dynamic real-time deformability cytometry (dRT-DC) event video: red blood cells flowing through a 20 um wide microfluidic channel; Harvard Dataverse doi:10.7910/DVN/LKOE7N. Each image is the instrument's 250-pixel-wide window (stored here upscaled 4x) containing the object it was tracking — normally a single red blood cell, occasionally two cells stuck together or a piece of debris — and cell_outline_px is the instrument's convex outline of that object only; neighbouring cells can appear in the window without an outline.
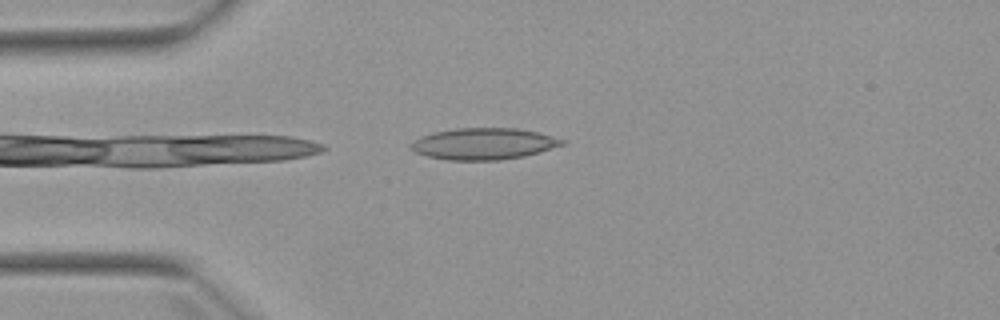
{"species": "Egyptian fruit bat (a non-hibernating species)", "species_latin": "Rousettus aegyptiacus", "temperature_condition": "warm", "stored_images_in_passage": 3, "camera_frame_rate_fps": 3000, "um_per_image_px": 0.085, "animal": {"sex": "female"}, "frame": {"image": 1, "passage_image": 1, "time_ms": 0.0, "image_size_px": [1000, 320], "cell_outline_px": [[568, 140], [564, 144], [540, 152], [524, 156], [500, 160], [444, 160], [428, 156], [416, 152], [408, 148], [408, 144], [420, 136], [432, 132], [456, 128], [516, 128], [536, 132]], "centroid_in_image_um": [41.07, 12.22], "position_along_channel_um": 43.9, "area_um2": 27.98}}
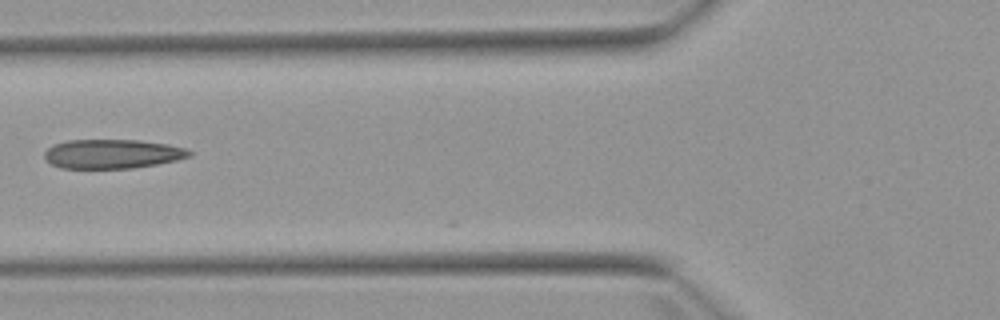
{"frame": {"image": 2, "passage_image": 3, "time_ms": 2.333, "image_size_px": [1000, 320], "cell_outline_px": [[192, 156], [176, 160], [156, 164], [132, 168], [60, 168], [44, 160], [44, 152], [52, 144], [68, 140], [140, 140], [168, 144], [188, 148], [192, 152]], "centroid_in_image_um": [9.55, 13.07], "position_along_channel_um": 116.3, "area_um2": 24.85}}